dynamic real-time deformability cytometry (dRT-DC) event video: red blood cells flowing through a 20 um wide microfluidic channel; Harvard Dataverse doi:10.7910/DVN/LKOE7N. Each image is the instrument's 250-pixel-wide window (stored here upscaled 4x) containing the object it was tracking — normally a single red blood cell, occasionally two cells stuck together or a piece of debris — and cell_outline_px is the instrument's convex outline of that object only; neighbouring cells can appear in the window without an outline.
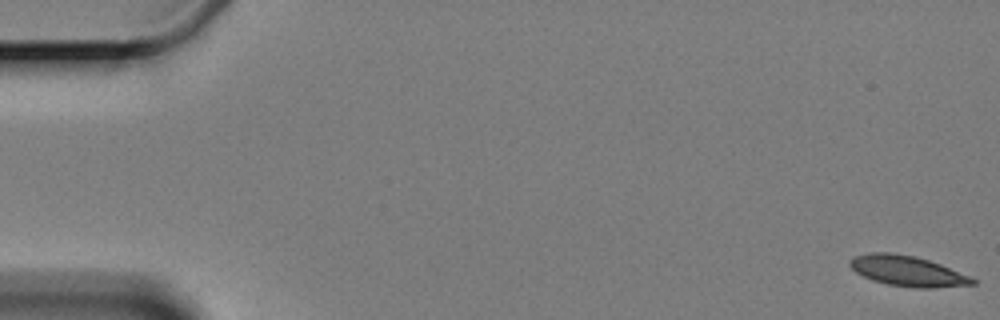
{"species": "Egyptian fruit bat (a non-hibernating species)", "species_latin": "Rousettus aegyptiacus", "temperature_condition": "cold", "stored_images_in_passage": 6, "camera_frame_rate_fps": 3000, "um_per_image_px": 0.085, "animal": {"sex": "female"}, "frame": {"image": 1, "passage_image": 1, "time_ms": 0.0, "image_size_px": [1000, 320], "cell_outline_px": [[976, 284], [936, 288], [916, 288], [888, 284], [872, 280], [856, 272], [848, 264], [852, 256], [868, 252], [888, 252], [912, 256], [928, 260], [940, 264], [968, 276], [976, 280]], "centroid_in_image_um": [77.1, 23.03], "position_along_channel_um": 7.9, "area_um2": 21.56}}
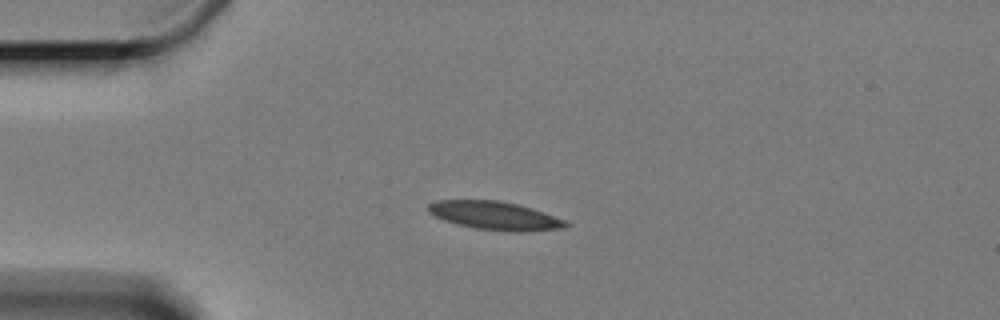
{"frame": {"image": 2, "passage_image": 5, "time_ms": 4.667, "image_size_px": [1000, 320], "cell_outline_px": [[572, 224], [568, 228], [524, 232], [504, 232], [476, 228], [456, 224], [444, 220], [428, 212], [428, 204], [436, 200], [500, 200], [520, 204], [544, 212], [564, 220]], "centroid_in_image_um": [42.12, 18.34], "position_along_channel_um": 42.9, "area_um2": 23.12}}
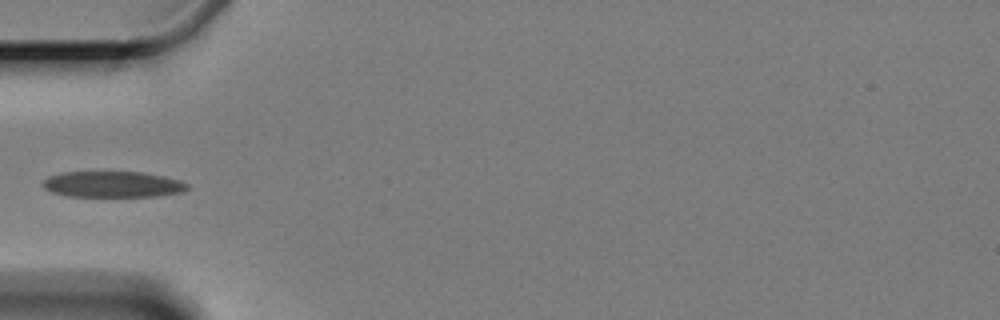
{"frame": {"image": 3, "passage_image": 6, "time_ms": 6.333, "image_size_px": [1000, 320], "cell_outline_px": [[192, 188], [184, 192], [160, 196], [68, 196], [52, 192], [44, 188], [40, 184], [48, 176], [60, 172], [140, 172], [164, 176], [180, 180], [188, 184]], "centroid_in_image_um": [9.61, 15.67], "position_along_channel_um": 75.4, "area_um2": 22.14}}